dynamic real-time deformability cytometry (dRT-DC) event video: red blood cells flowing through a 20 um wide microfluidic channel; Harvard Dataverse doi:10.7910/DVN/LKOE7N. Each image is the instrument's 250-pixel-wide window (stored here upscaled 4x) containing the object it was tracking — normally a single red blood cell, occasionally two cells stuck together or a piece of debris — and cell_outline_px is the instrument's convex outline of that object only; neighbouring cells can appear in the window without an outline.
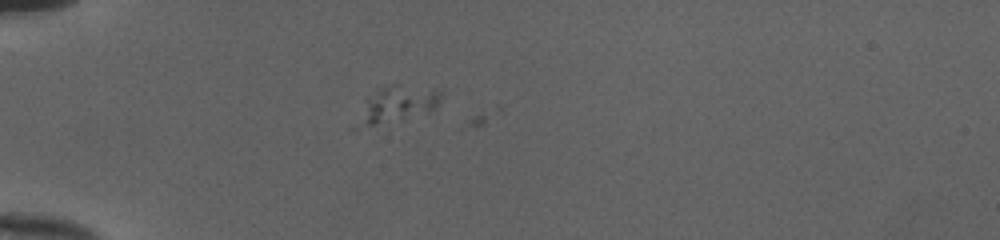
{"species": "human", "species_latin": "Homo sapiens", "temperature_condition": "cold", "stored_images_in_passage": 2, "camera_frame_rate_fps": 3000, "um_per_image_px": 0.085, "donor": {"sex": "female"}, "frame": {"image": 1, "passage_image": 1, "time_ms": 0.0, "image_size_px": [1000, 240], "cell_outline_px": [[444, 96], [428, 112], [404, 120], [356, 128], [348, 128], [364, 100], [380, 88], [392, 84], [396, 84], [444, 92]], "centroid_in_image_um": [33.58, 8.93], "position_along_channel_um": 51.4, "area_um2": 18.09}}